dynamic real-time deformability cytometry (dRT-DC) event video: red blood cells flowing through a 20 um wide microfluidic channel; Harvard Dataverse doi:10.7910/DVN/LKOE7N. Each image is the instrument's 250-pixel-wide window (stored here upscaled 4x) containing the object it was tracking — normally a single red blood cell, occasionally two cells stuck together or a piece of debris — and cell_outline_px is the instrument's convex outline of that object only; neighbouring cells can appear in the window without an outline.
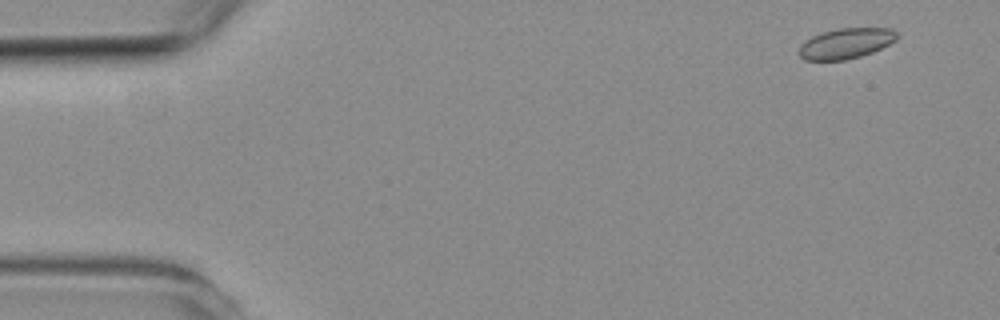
{"species": "common noctule bat (a hibernating species)", "species_latin": "Nyctalus noctula", "temperature_condition": "room temperature", "stored_images_in_passage": 5, "camera_frame_rate_fps": 3000, "um_per_image_px": 0.085, "animal": {"sex": "female", "body_mass_g": 19.3, "forearm_length_mm": 54.1}, "frame": {"image": 1, "passage_image": 1, "time_ms": 0.0, "image_size_px": [1000, 320], "cell_outline_px": [[896, 40], [872, 52], [860, 56], [844, 60], [804, 60], [800, 56], [800, 44], [804, 40], [812, 36], [824, 32], [840, 28], [892, 28], [896, 32]], "centroid_in_image_um": [71.88, 3.69], "position_along_channel_um": 13.1, "area_um2": 17.17}}
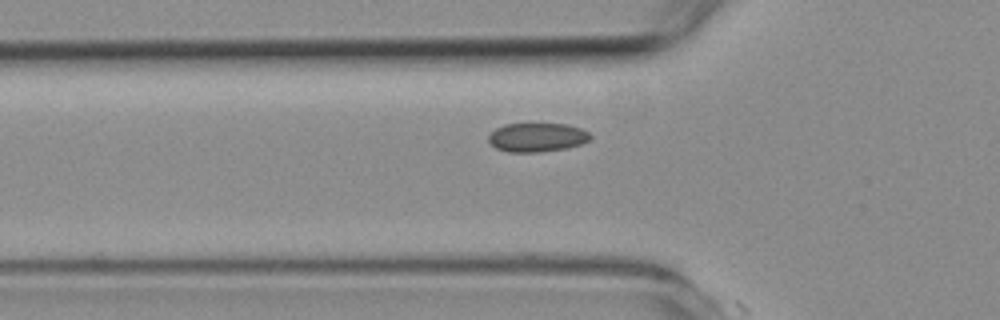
{"frame": {"image": 2, "passage_image": 4, "time_ms": 4.667, "image_size_px": [1000, 320], "cell_outline_px": [[592, 136], [588, 140], [580, 144], [564, 148], [536, 152], [508, 152], [496, 148], [488, 140], [488, 136], [496, 128], [504, 124], [568, 124], [580, 128], [588, 132]], "centroid_in_image_um": [45.63, 11.67], "position_along_channel_um": 80.2, "area_um2": 16.94}}
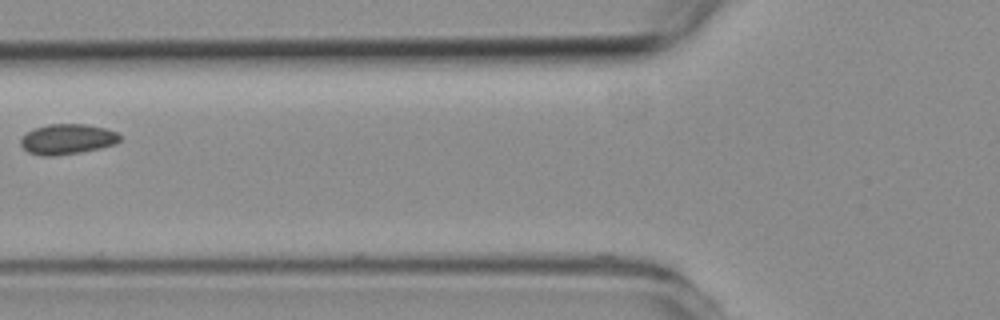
{"frame": {"image": 3, "passage_image": 5, "time_ms": 5.667, "image_size_px": [1000, 320], "cell_outline_px": [[120, 140], [116, 144], [100, 148], [80, 152], [52, 156], [40, 156], [28, 152], [20, 144], [20, 140], [32, 128], [48, 124], [84, 124], [104, 128], [116, 132], [120, 136]], "centroid_in_image_um": [5.7, 11.83], "position_along_channel_um": 120.1, "area_um2": 17.46}}